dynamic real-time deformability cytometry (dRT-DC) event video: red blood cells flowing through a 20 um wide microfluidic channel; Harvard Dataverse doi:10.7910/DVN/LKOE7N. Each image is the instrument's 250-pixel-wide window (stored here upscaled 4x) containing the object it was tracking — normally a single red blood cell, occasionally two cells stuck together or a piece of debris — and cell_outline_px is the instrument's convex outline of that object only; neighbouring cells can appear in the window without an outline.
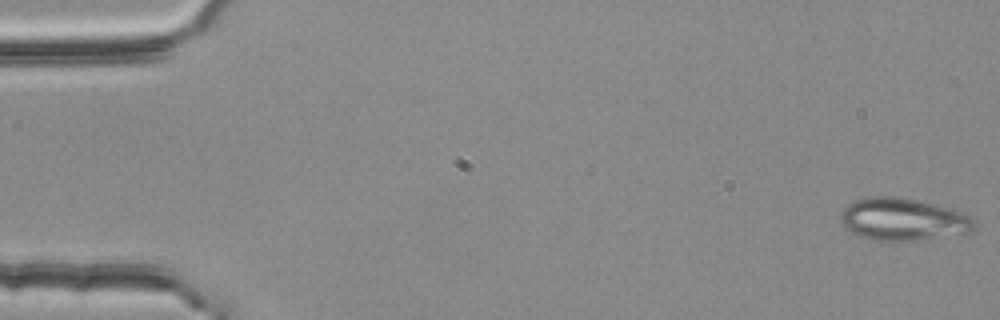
{"species": "common noctule bat (a hibernating species)", "species_latin": "Nyctalus noctula", "temperature_condition": "room temperature", "stored_images_in_passage": 4, "camera_frame_rate_fps": 3000, "um_per_image_px": 0.085, "animal": {"sex": "female", "body_mass_g": 25.1}, "frame": {"image": 1, "passage_image": 1, "time_ms": 0.0, "image_size_px": [1000, 320], "cell_outline_px": [[976, 228], [972, 232], [916, 240], [872, 240], [852, 232], [844, 228], [840, 224], [840, 212], [848, 204], [856, 200], [876, 196], [896, 196], [916, 200], [952, 208], [968, 216], [976, 224]], "centroid_in_image_um": [76.73, 18.64], "position_along_channel_um": 8.3, "area_um2": 32.83}}